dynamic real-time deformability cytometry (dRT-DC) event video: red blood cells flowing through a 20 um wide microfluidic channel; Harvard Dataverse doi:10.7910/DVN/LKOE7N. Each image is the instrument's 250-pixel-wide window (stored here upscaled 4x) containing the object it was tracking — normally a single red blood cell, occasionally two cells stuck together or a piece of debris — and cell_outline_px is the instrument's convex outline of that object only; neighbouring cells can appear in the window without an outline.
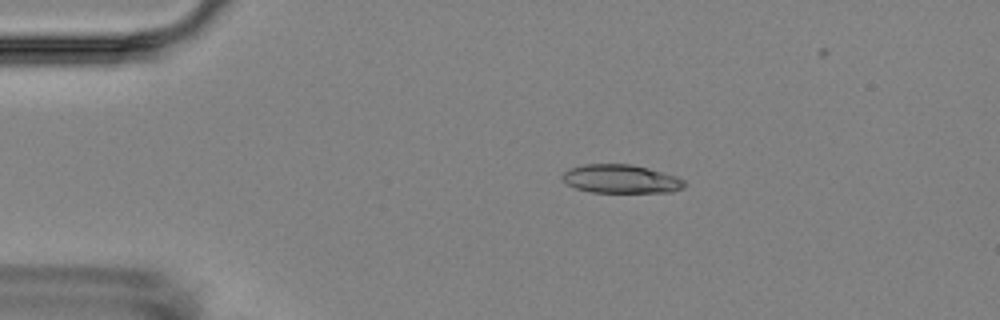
{"species": "Egyptian fruit bat (a non-hibernating species)", "species_latin": "Rousettus aegyptiacus", "temperature_condition": "room temperature", "stored_images_in_passage": 10, "camera_frame_rate_fps": 3000, "um_per_image_px": 0.085, "animal": {"sex": "female"}, "frame": {"image": 1, "passage_image": 4, "time_ms": 3.333, "image_size_px": [1000, 320], "cell_outline_px": [[684, 188], [672, 192], [592, 192], [576, 188], [568, 184], [560, 176], [568, 168], [584, 164], [632, 164], [648, 168], [676, 176], [684, 180]], "centroid_in_image_um": [52.77, 15.2], "position_along_channel_um": 32.2, "area_um2": 20.29}}
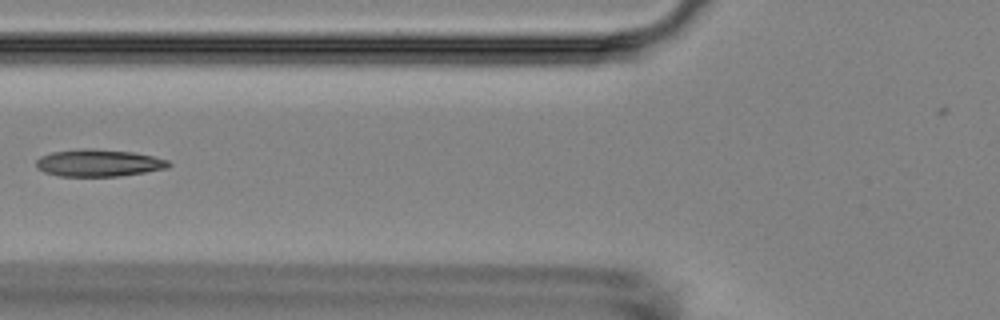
{"frame": {"image": 2, "passage_image": 7, "time_ms": 7.0, "image_size_px": [1000, 320], "cell_outline_px": [[172, 164], [168, 168], [120, 176], [60, 176], [44, 172], [36, 168], [36, 160], [40, 156], [52, 152], [88, 148], [132, 152], [152, 156], [168, 160]], "centroid_in_image_um": [8.37, 13.85], "position_along_channel_um": 117.4, "area_um2": 20.87}}
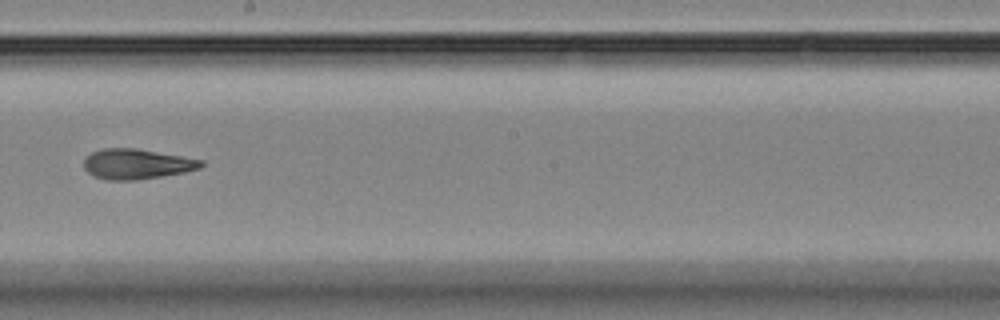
{"frame": {"image": 3, "passage_image": 10, "time_ms": 10.333, "image_size_px": [1000, 320], "cell_outline_px": [[204, 164], [200, 168], [184, 172], [136, 180], [104, 180], [92, 176], [84, 168], [84, 160], [92, 152], [104, 148], [136, 148], [204, 160]], "centroid_in_image_um": [11.6, 13.94], "position_along_channel_um": 236.6, "area_um2": 20.58}}